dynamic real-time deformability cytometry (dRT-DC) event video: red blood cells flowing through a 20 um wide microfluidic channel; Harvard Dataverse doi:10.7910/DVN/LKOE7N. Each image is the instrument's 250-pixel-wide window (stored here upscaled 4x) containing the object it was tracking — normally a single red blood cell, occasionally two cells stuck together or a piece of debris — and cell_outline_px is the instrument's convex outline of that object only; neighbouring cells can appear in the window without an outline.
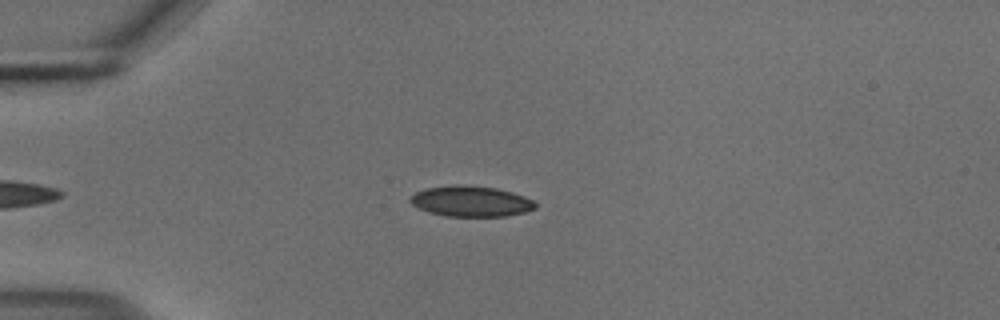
{"species": "common noctule bat (a hibernating species)", "species_latin": "Nyctalus noctula", "temperature_condition": "cold", "stored_images_in_passage": 39, "camera_frame_rate_fps": 3000, "um_per_image_px": 0.085, "animal": {"sex": "male", "body_mass_g": 18.8}, "frame": {"image": 1, "passage_image": 3, "time_ms": 0.667, "image_size_px": [1000, 320], "cell_outline_px": [[536, 208], [524, 212], [508, 216], [448, 216], [428, 212], [412, 204], [408, 200], [416, 192], [424, 188], [456, 184], [460, 184], [496, 188], [512, 192], [524, 196], [532, 200], [536, 204]], "centroid_in_image_um": [40.02, 17.1], "position_along_channel_um": 45.0, "area_um2": 22.31}}
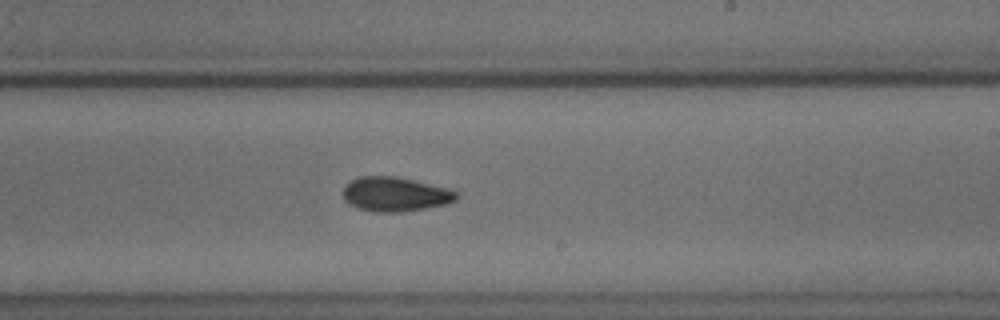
{"frame": {"image": 2, "passage_image": 22, "time_ms": 7.0, "image_size_px": [1000, 320], "cell_outline_px": [[460, 196], [456, 200], [448, 204], [400, 212], [376, 212], [356, 208], [348, 204], [344, 200], [344, 188], [352, 180], [360, 176], [396, 176], [444, 188], [456, 192]], "centroid_in_image_um": [33.57, 16.52], "position_along_channel_um": 255.4, "area_um2": 22.48}}
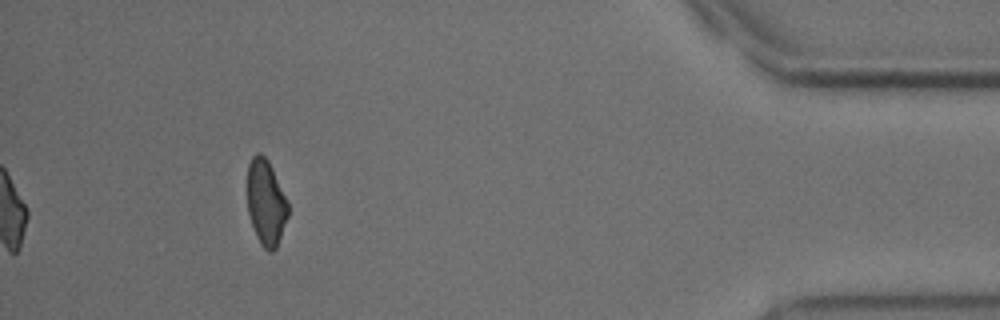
{"frame": {"image": 3, "passage_image": 39, "time_ms": 12.667, "image_size_px": [1000, 320], "cell_outline_px": [[288, 216], [276, 248], [272, 252], [268, 252], [260, 244], [256, 236], [248, 212], [248, 164], [252, 156], [256, 152], [260, 152], [268, 160], [272, 168], [288, 204]], "centroid_in_image_um": [22.6, 17.22], "position_along_channel_um": 412.6, "area_um2": 20.11}, "authors_computed_cell_mechanics": {"area_um2": 22.253, "velocity_mm_per_s": 3.6991, "shape_relaxation_time_tau1_ms": 7.0495, "shape_relaxation_time_tau2_ms": 2.9444, "deformation_change_tau1": 0.1251, "deformation_change_tau2": 0.0781}}